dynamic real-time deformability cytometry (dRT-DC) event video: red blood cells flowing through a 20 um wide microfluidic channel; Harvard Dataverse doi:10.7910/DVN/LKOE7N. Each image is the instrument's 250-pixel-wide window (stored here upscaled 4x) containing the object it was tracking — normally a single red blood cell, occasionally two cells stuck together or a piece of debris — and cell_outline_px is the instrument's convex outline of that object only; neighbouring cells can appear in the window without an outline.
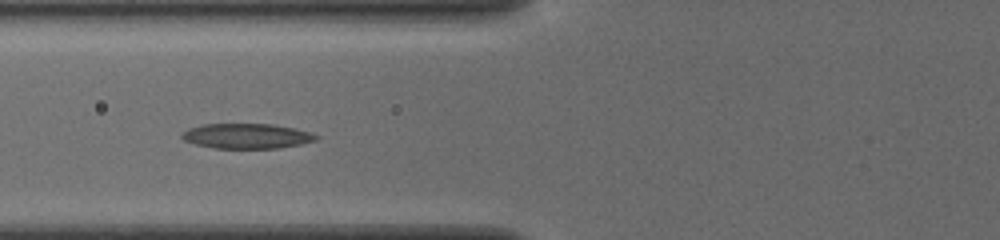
{"species": "common noctule bat (a hibernating species)", "species_latin": "Nyctalus noctula", "temperature_condition": "cold", "stored_images_in_passage": 42, "camera_frame_rate_fps": 3000, "um_per_image_px": 0.085, "animal": {"sex": "female", "body_mass_g": 19.5, "forearm_length_mm": 54.1}, "frame": {"image": 1, "passage_image": 10, "time_ms": 3.0, "image_size_px": [1000, 240], "cell_outline_px": [[320, 136], [316, 140], [300, 144], [280, 148], [212, 148], [196, 144], [184, 140], [180, 136], [180, 132], [188, 128], [204, 124], [272, 124], [296, 128], [312, 132]], "centroid_in_image_um": [20.97, 11.56], "position_along_channel_um": 104.8, "area_um2": 19.77}}
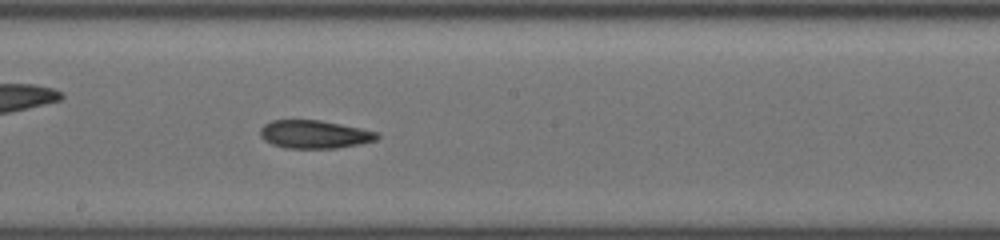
{"frame": {"image": 2, "passage_image": 19, "time_ms": 6.0, "image_size_px": [1000, 240], "cell_outline_px": [[380, 136], [376, 140], [336, 148], [284, 148], [272, 144], [264, 140], [260, 136], [260, 128], [264, 124], [272, 120], [320, 120], [380, 132]], "centroid_in_image_um": [26.71, 11.41], "position_along_channel_um": 221.5, "area_um2": 19.13}}
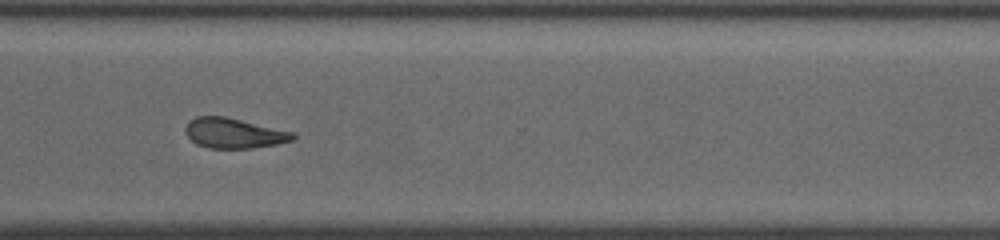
{"frame": {"image": 3, "passage_image": 29, "time_ms": 9.333, "image_size_px": [1000, 240], "cell_outline_px": [[296, 136], [292, 140], [276, 144], [252, 148], [208, 148], [196, 144], [184, 132], [184, 128], [188, 120], [196, 116], [224, 116], [292, 132]], "centroid_in_image_um": [19.81, 11.32], "position_along_channel_um": 350.8, "area_um2": 18.73}}